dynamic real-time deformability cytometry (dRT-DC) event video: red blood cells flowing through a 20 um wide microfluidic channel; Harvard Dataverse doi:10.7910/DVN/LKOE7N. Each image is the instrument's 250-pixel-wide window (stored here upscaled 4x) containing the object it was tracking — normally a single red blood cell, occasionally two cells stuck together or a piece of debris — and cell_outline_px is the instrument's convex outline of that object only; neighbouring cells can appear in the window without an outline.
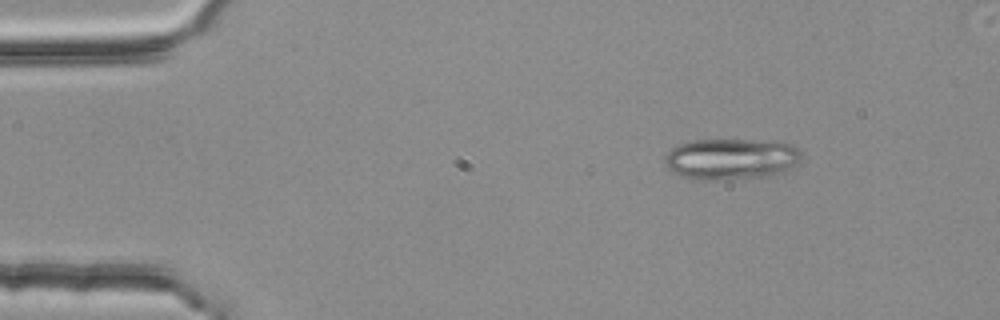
{"species": "common noctule bat (a hibernating species)", "species_latin": "Nyctalus noctula", "temperature_condition": "room temperature", "stored_images_in_passage": 4, "segment_of_instrument_passage": [2, 2], "camera_frame_rate_fps": 3000, "um_per_image_px": 0.085, "animal": {"sex": "female", "body_mass_g": 25.1}, "frame": {"image": 1, "passage_image": 4, "time_ms": 1.0, "image_size_px": [1000, 320], "cell_outline_px": [[800, 160], [792, 168], [776, 176], [712, 180], [692, 180], [680, 176], [672, 172], [664, 164], [664, 156], [672, 148], [680, 144], [696, 140], [748, 140], [792, 144], [800, 152]], "centroid_in_image_um": [62.11, 13.54], "position_along_channel_um": 22.9, "area_um2": 32.95}}